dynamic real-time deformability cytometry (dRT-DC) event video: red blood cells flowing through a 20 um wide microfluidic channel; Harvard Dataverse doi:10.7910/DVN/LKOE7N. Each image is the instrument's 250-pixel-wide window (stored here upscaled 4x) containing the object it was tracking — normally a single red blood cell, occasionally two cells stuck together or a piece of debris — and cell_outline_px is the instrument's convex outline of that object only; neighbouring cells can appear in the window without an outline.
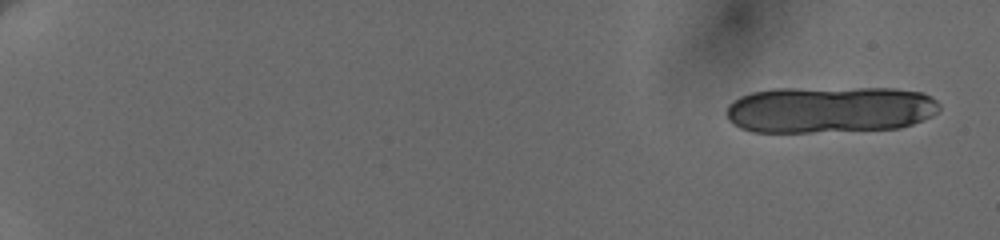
{"species": "human", "species_latin": "Homo sapiens", "temperature_condition": "cold", "stored_images_in_passage": 12, "camera_frame_rate_fps": 3000, "um_per_image_px": 0.085, "donor": {"sex": "female"}, "frame": {"image": 1, "passage_image": 1, "time_ms": 0.0, "image_size_px": [1000, 240], "cell_outline_px": [[940, 108], [932, 116], [912, 124], [900, 128], [812, 132], [752, 132], [740, 128], [728, 120], [724, 112], [728, 104], [732, 100], [740, 96], [752, 92], [776, 88], [892, 88], [920, 92], [932, 96], [940, 104]], "centroid_in_image_um": [70.49, 9.31], "position_along_channel_um": 14.5, "area_um2": 58.61}}
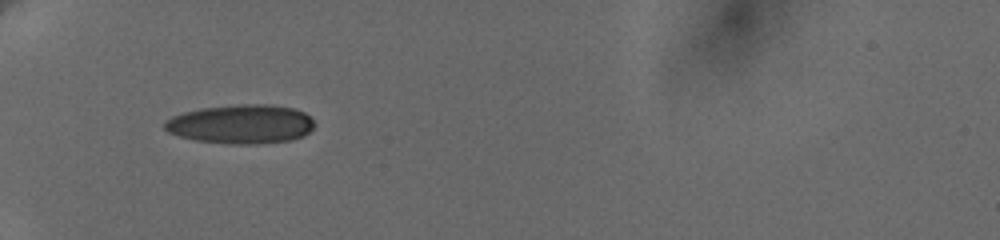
{"frame": {"image": 2, "passage_image": 8, "time_ms": 7.0, "image_size_px": [1000, 240], "cell_outline_px": [[312, 128], [304, 136], [292, 140], [252, 144], [236, 144], [196, 140], [180, 136], [168, 132], [164, 128], [164, 124], [172, 116], [184, 112], [200, 108], [244, 104], [264, 104], [292, 108], [304, 112], [312, 120]], "centroid_in_image_um": [20.48, 10.55], "position_along_channel_um": 64.5, "area_um2": 33.7}}
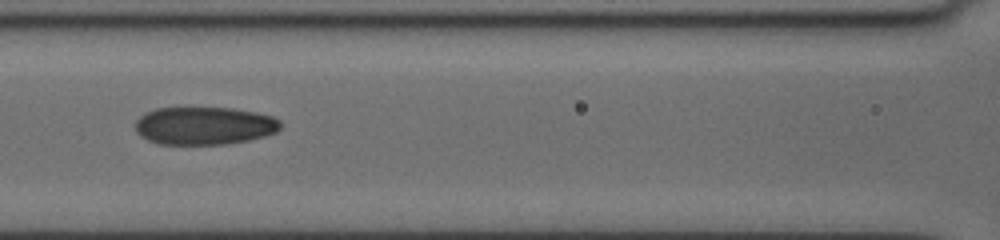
{"frame": {"image": 3, "passage_image": 11, "time_ms": 9.667, "image_size_px": [1000, 240], "cell_outline_px": [[280, 128], [276, 132], [264, 136], [248, 140], [224, 144], [160, 144], [148, 140], [140, 136], [136, 132], [136, 120], [144, 112], [156, 108], [232, 108], [256, 112], [272, 116], [280, 120]], "centroid_in_image_um": [17.35, 10.68], "position_along_channel_um": 149.3, "area_um2": 32.08}}